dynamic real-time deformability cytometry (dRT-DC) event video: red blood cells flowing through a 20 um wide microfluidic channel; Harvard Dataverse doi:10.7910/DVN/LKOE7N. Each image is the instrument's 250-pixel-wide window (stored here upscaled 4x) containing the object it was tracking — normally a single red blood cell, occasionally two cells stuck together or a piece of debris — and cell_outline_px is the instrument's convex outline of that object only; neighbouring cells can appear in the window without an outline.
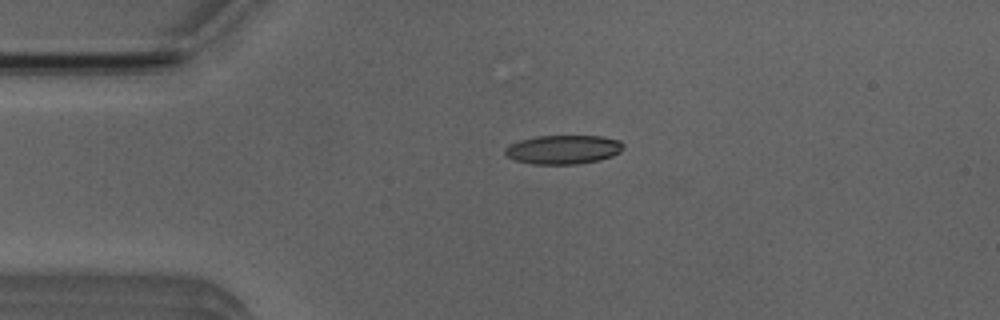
{"species": "Egyptian fruit bat (a non-hibernating species)", "species_latin": "Rousettus aegyptiacus", "temperature_condition": "room temperature", "stored_images_in_passage": 4, "camera_frame_rate_fps": 3000, "um_per_image_px": 0.085, "animal": {"sex": "male"}, "frame": {"image": 1, "passage_image": 3, "time_ms": 2.333, "image_size_px": [1000, 320], "cell_outline_px": [[624, 148], [620, 152], [612, 156], [600, 160], [576, 164], [532, 164], [516, 160], [508, 156], [504, 152], [504, 148], [520, 140], [536, 136], [600, 136], [620, 140], [624, 144]], "centroid_in_image_um": [47.91, 12.71], "position_along_channel_um": 37.1, "area_um2": 19.94}}